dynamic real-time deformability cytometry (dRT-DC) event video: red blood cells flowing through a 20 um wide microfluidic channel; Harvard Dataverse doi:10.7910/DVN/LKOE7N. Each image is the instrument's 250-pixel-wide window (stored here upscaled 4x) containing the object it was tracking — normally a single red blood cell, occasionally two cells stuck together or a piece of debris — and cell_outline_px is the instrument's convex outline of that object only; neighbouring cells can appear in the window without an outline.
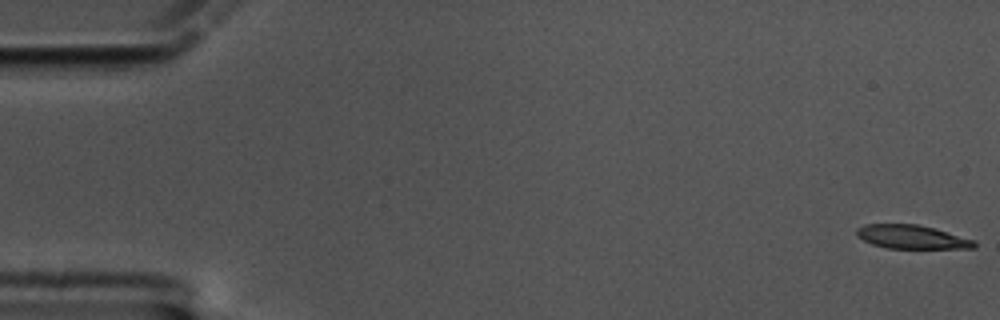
{"species": "common noctule bat (a hibernating species)", "species_latin": "Nyctalus noctula", "temperature_condition": "cold", "stored_images_in_passage": 60, "camera_frame_rate_fps": 3000, "um_per_image_px": 0.085, "animal": {"sex": "male", "body_mass_g": 17.5, "forearm_length_mm": 52.3}, "frame": {"image": 1, "passage_image": 1, "time_ms": 0.0, "image_size_px": [1000, 320], "cell_outline_px": [[976, 248], [888, 248], [872, 244], [856, 236], [856, 228], [864, 224], [916, 224], [932, 228], [976, 240]], "centroid_in_image_um": [77.48, 20.14], "position_along_channel_um": 7.5, "area_um2": 16.13}}
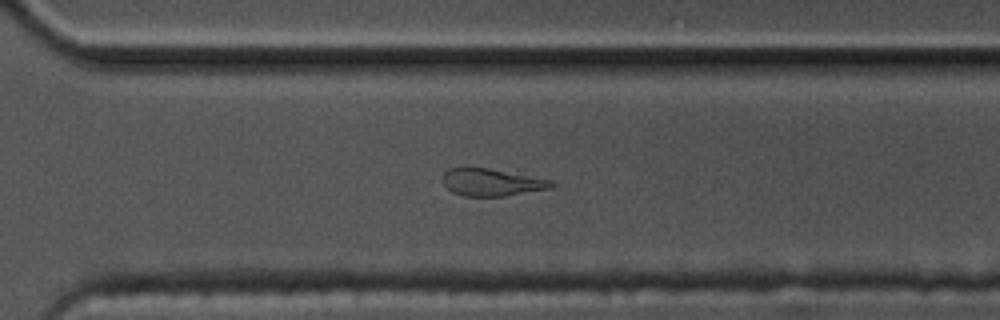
{"frame": {"image": 2, "passage_image": 42, "time_ms": 13.667, "image_size_px": [1000, 320], "cell_outline_px": [[556, 184], [552, 188], [504, 196], [464, 196], [452, 192], [444, 184], [444, 172], [448, 168], [464, 164], [488, 168], [552, 180]], "centroid_in_image_um": [41.75, 15.46], "position_along_channel_um": 328.9, "area_um2": 17.69}}
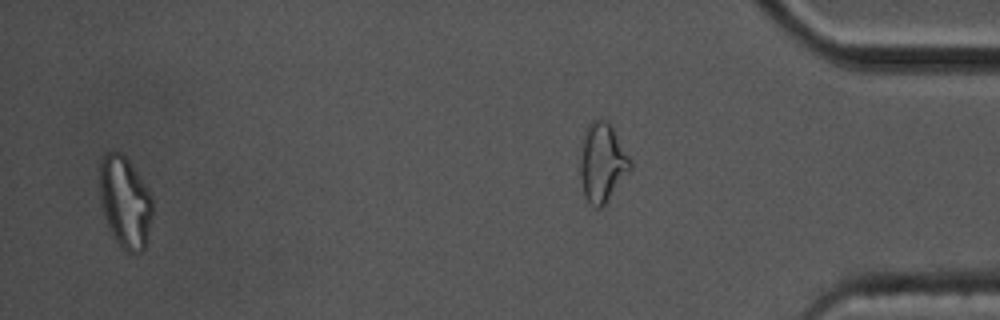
{"frame": {"image": 3, "passage_image": 58, "time_ms": 19.0, "image_size_px": [1000, 320], "cell_outline_px": [[152, 216], [148, 240], [144, 252], [128, 252], [112, 236], [104, 216], [100, 200], [100, 156], [108, 152], [120, 152], [128, 160], [152, 196]], "centroid_in_image_um": [10.63, 17.2], "position_along_channel_um": 424.6, "area_um2": 28.15}, "authors_computed_cell_mechanics": {"area_um2": 18.207, "velocity_mm_per_s": 3.3917, "shape_relaxation_time_tau1_ms": null, "shape_relaxation_time_tau2_ms": 7.1798, "deformation_change_tau1": null, "deformation_change_tau2": 0.1955}}